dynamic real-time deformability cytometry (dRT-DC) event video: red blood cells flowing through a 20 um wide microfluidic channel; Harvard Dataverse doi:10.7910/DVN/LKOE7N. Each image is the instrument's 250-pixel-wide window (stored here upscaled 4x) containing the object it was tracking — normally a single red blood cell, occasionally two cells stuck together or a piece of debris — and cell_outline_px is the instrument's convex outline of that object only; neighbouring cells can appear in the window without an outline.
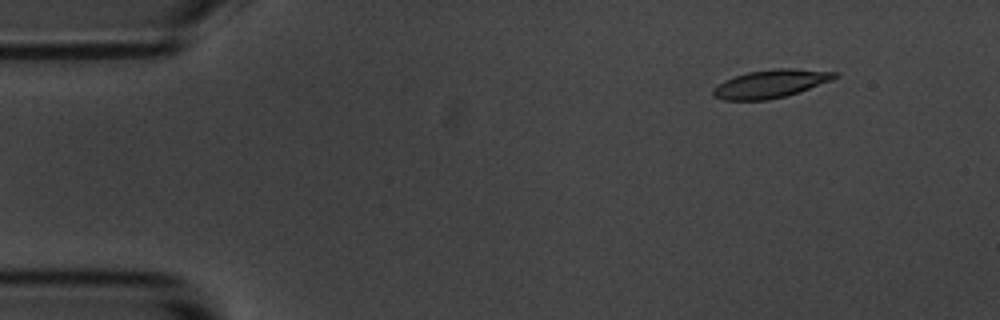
{"species": "common noctule bat (a hibernating species)", "species_latin": "Nyctalus noctula", "temperature_condition": "room temperature", "stored_images_in_passage": 5, "camera_frame_rate_fps": 3000, "um_per_image_px": 0.085, "animal": {"sex": "male", "body_mass_g": 20.1, "forearm_length_mm": 53.5}, "frame": {"image": 1, "passage_image": 2, "time_ms": 1.333, "image_size_px": [1000, 320], "cell_outline_px": [[840, 76], [832, 80], [784, 96], [764, 100], [724, 100], [712, 96], [712, 88], [724, 80], [748, 72], [776, 68], [792, 68], [840, 72]], "centroid_in_image_um": [65.5, 7.11], "position_along_channel_um": 19.5, "area_um2": 19.83}}
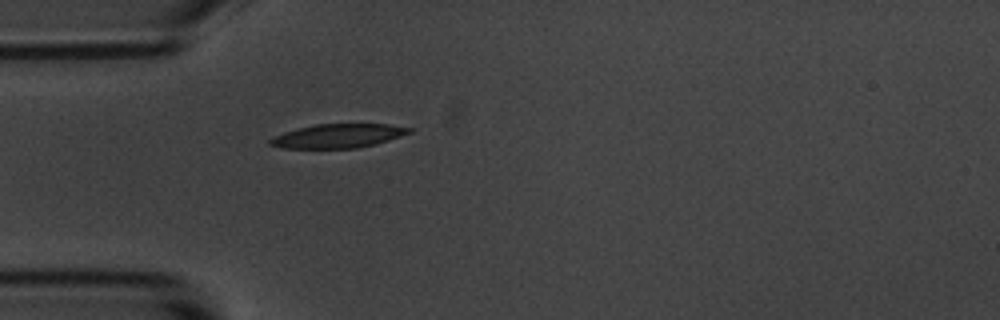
{"frame": {"image": 2, "passage_image": 5, "time_ms": 4.667, "image_size_px": [1000, 320], "cell_outline_px": [[412, 132], [376, 144], [356, 148], [280, 148], [268, 144], [268, 140], [272, 136], [296, 128], [316, 124], [388, 124], [412, 128]], "centroid_in_image_um": [28.69, 11.55], "position_along_channel_um": 56.3, "area_um2": 19.48}}